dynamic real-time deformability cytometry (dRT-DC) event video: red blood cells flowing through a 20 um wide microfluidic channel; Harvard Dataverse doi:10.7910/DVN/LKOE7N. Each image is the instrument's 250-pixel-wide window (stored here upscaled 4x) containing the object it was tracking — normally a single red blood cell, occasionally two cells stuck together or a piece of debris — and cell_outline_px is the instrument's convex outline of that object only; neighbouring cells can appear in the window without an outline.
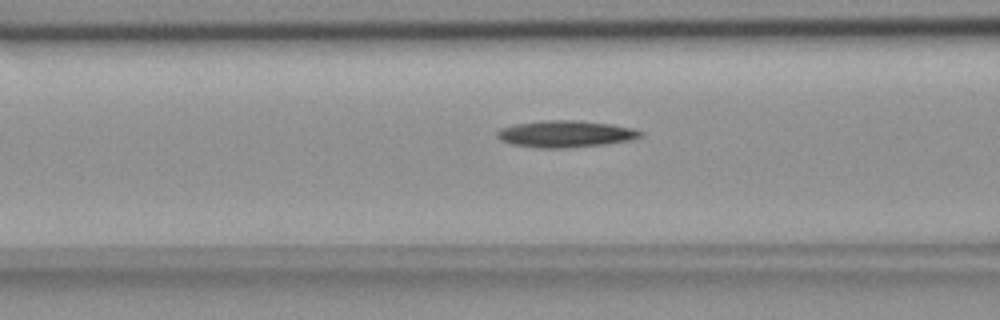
{"species": "common noctule bat (a hibernating species)", "species_latin": "Nyctalus noctula", "temperature_condition": "room temperature", "stored_images_in_passage": 48, "camera_frame_rate_fps": 3000, "um_per_image_px": 0.085, "animal": {"sex": "female", "body_mass_g": 18.4}, "frame": {"image": 1, "passage_image": 15, "time_ms": 4.667, "image_size_px": [1000, 320], "cell_outline_px": [[644, 132], [640, 136], [632, 140], [604, 144], [560, 148], [540, 148], [512, 144], [500, 140], [496, 136], [496, 132], [500, 128], [512, 124], [544, 120], [576, 120], [612, 124], [632, 128]], "centroid_in_image_um": [48.03, 11.37], "position_along_channel_um": 118.6, "area_um2": 22.37}}
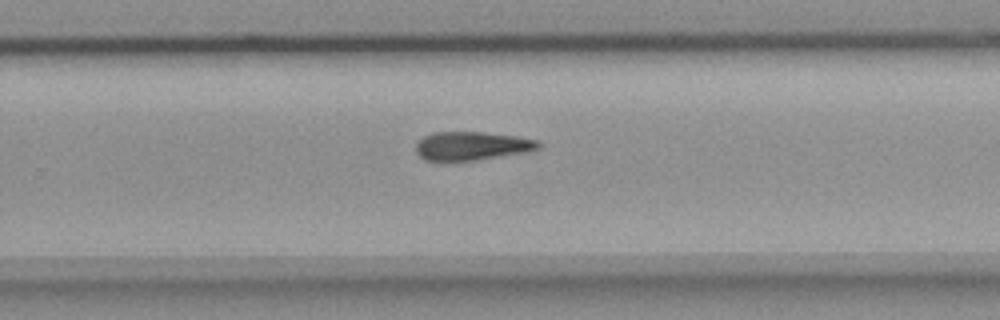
{"frame": {"image": 2, "passage_image": 29, "time_ms": 9.333, "image_size_px": [1000, 320], "cell_outline_px": [[540, 148], [528, 152], [476, 160], [424, 160], [416, 152], [416, 144], [424, 136], [432, 132], [484, 132], [516, 136], [536, 140], [540, 144]], "centroid_in_image_um": [40.11, 12.39], "position_along_channel_um": 289.7, "area_um2": 20.29}}
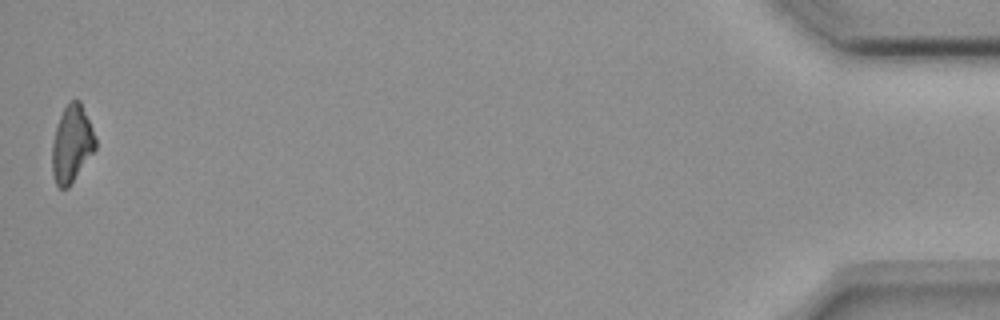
{"frame": {"image": 3, "passage_image": 48, "time_ms": 15.667, "image_size_px": [1000, 320], "cell_outline_px": [[96, 148], [68, 188], [60, 188], [56, 184], [52, 172], [52, 144], [56, 128], [60, 116], [68, 100], [80, 100], [92, 128], [96, 140]], "centroid_in_image_um": [6.09, 12.22], "position_along_channel_um": 429.1, "area_um2": 19.25}}